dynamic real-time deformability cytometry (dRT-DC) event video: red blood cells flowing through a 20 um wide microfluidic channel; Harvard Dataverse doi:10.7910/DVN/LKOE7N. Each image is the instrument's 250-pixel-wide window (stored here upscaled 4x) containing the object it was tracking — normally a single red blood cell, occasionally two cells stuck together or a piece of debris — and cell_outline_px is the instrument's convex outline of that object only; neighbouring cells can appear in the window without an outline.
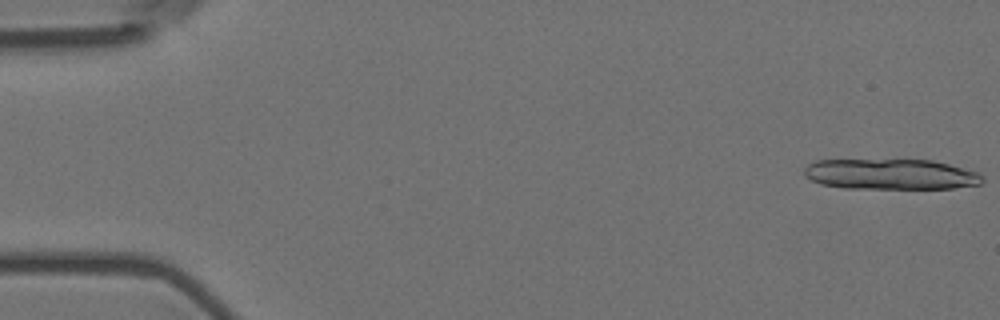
{"species": "Egyptian fruit bat (a non-hibernating species)", "species_latin": "Rousettus aegyptiacus", "temperature_condition": "room temperature", "stored_images_in_passage": 15, "camera_frame_rate_fps": 3000, "um_per_image_px": 0.085, "animal": {"sex": "female"}, "frame": {"image": 1, "passage_image": 1, "time_ms": 0.0, "image_size_px": [1000, 320], "cell_outline_px": [[984, 180], [980, 184], [952, 188], [844, 188], [820, 184], [804, 176], [804, 168], [808, 164], [816, 160], [932, 160], [948, 164], [976, 172], [984, 176]], "centroid_in_image_um": [75.68, 14.81], "position_along_channel_um": 9.3, "area_um2": 31.62}}
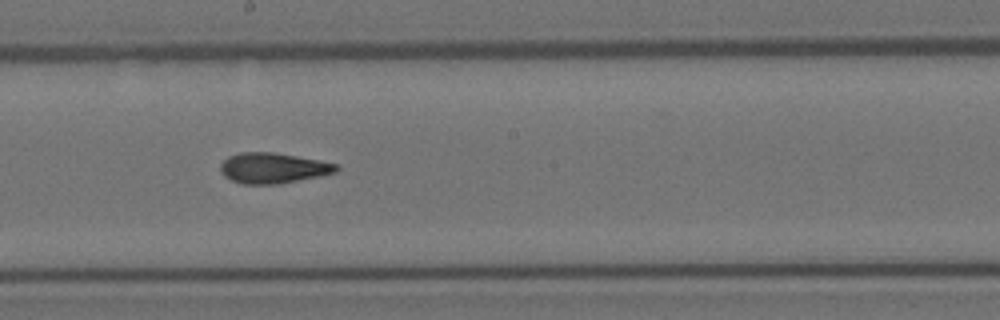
{"frame": {"image": 2, "passage_image": 9, "time_ms": 2.667, "image_size_px": [1000, 320], "cell_outline_px": [[340, 168], [336, 172], [320, 176], [280, 184], [240, 184], [224, 176], [220, 172], [220, 164], [228, 156], [240, 152], [272, 152], [320, 160], [336, 164]], "centroid_in_image_um": [23.19, 14.29], "position_along_channel_um": 225.0, "area_um2": 20.69}}
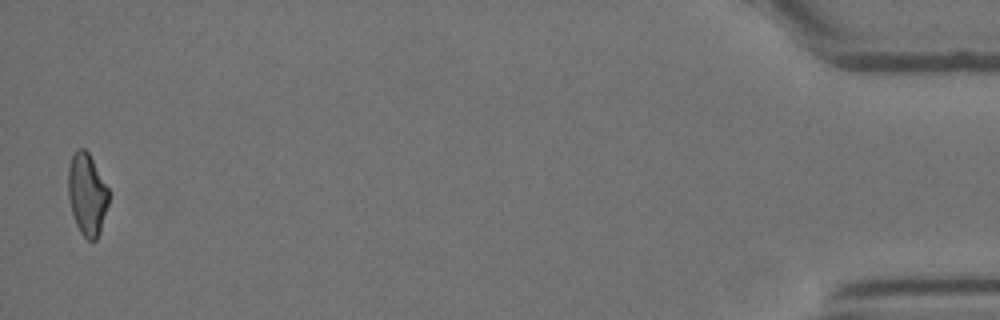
{"frame": {"image": 3, "passage_image": 15, "time_ms": 4.667, "image_size_px": [1000, 320], "cell_outline_px": [[108, 204], [100, 232], [96, 240], [88, 240], [80, 232], [76, 224], [72, 212], [68, 196], [68, 168], [72, 156], [76, 148], [84, 148], [88, 152], [108, 188]], "centroid_in_image_um": [7.39, 16.51], "position_along_channel_um": 427.8, "area_um2": 19.19}}